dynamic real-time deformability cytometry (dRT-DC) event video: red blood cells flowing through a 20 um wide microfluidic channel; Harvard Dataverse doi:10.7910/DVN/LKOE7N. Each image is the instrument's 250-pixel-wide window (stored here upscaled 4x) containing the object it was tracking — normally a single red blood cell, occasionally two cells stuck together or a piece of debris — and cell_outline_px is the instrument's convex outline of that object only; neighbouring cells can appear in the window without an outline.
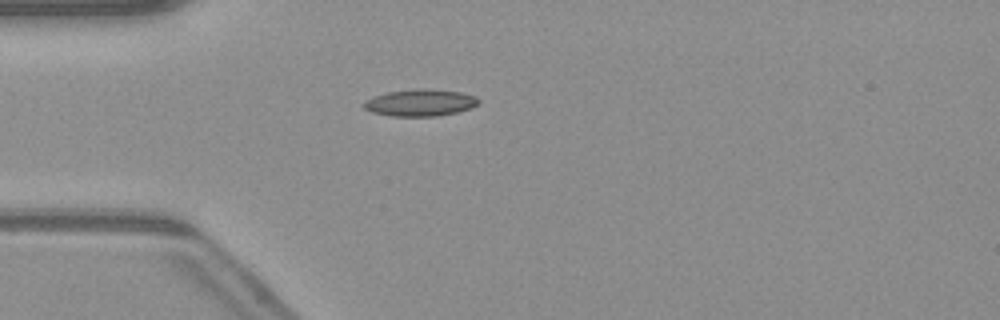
{"species": "common noctule bat (a hibernating species)", "species_latin": "Nyctalus noctula", "temperature_condition": "warm", "stored_images_in_passage": 41, "camera_frame_rate_fps": 3000, "um_per_image_px": 0.085, "animal": {"sex": "male", "body_mass_g": 23.1, "forearm_length_mm": 52.7}, "frame": {"image": 1, "passage_image": 5, "time_ms": 1.333, "image_size_px": [1000, 320], "cell_outline_px": [[480, 104], [472, 108], [456, 112], [436, 116], [392, 116], [372, 112], [364, 108], [364, 100], [372, 96], [388, 92], [416, 88], [428, 88], [460, 92], [476, 96], [480, 100]], "centroid_in_image_um": [35.74, 8.72], "position_along_channel_um": 49.3, "area_um2": 18.15}}
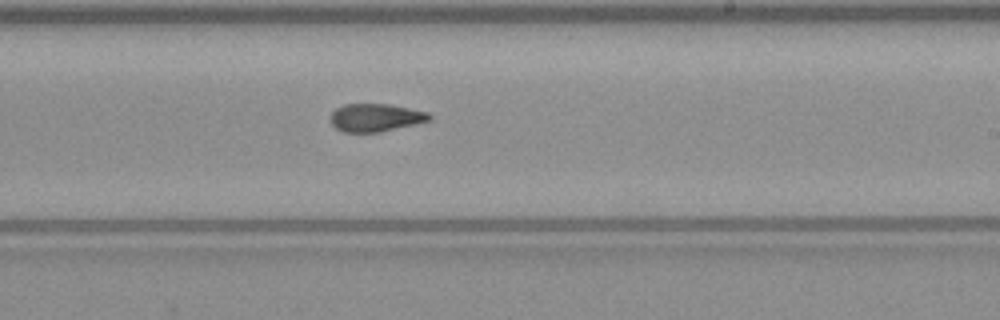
{"frame": {"image": 2, "passage_image": 21, "time_ms": 6.667, "image_size_px": [1000, 320], "cell_outline_px": [[432, 120], [416, 124], [380, 132], [344, 132], [336, 128], [332, 124], [332, 112], [336, 108], [344, 104], [388, 104], [428, 112], [432, 116]], "centroid_in_image_um": [31.96, 10.0], "position_along_channel_um": 257.0, "area_um2": 16.01}}
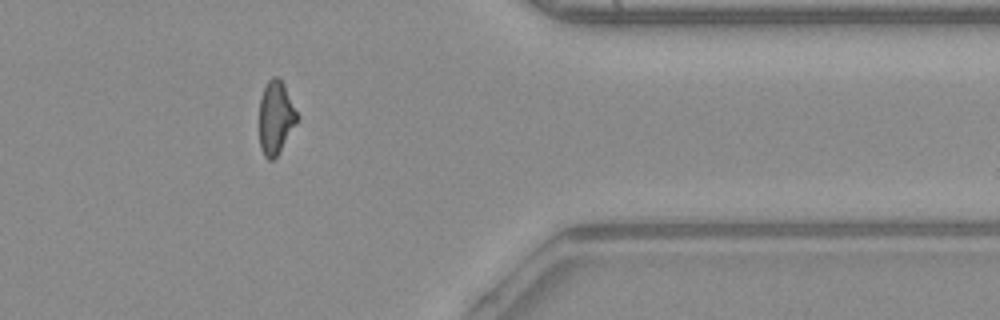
{"frame": {"image": 3, "passage_image": 32, "time_ms": 10.333, "image_size_px": [1000, 320], "cell_outline_px": [[300, 120], [276, 156], [272, 160], [268, 160], [264, 156], [260, 148], [260, 100], [264, 88], [268, 80], [272, 76], [276, 76], [280, 80], [300, 116]], "centroid_in_image_um": [23.46, 10.02], "position_along_channel_um": 387.9, "area_um2": 16.07}, "authors_computed_cell_mechanics": {"area_um2": 16.5886, "velocity_mm_per_s": 4.1017, "shape_relaxation_time_tau1_ms": 8.5411, "shape_relaxation_time_tau2_ms": 2.8334, "deformation_change_tau1": 0.2119, "deformation_change_tau2": 0.1091}}